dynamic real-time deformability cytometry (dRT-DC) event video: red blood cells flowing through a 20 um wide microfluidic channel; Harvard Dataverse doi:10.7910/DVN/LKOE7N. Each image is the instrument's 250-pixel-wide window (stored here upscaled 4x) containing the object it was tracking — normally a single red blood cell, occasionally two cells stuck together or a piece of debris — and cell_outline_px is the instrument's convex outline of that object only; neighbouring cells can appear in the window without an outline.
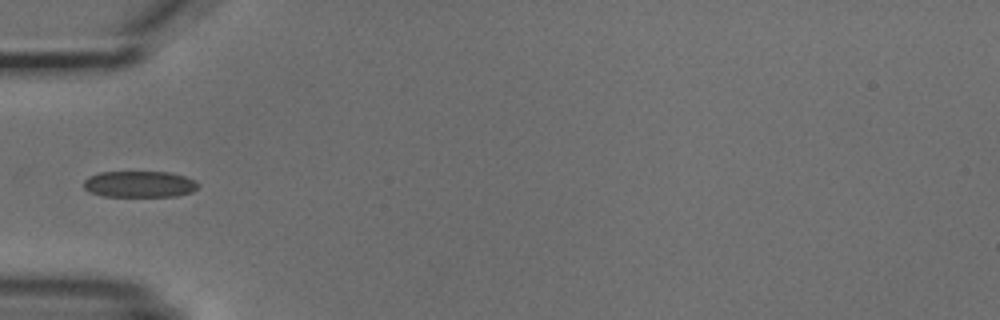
{"species": "common noctule bat (a hibernating species)", "species_latin": "Nyctalus noctula", "temperature_condition": "cold", "stored_images_in_passage": 5, "camera_frame_rate_fps": 3000, "um_per_image_px": 0.085, "animal": {"sex": "male", "body_mass_g": 18.8}, "frame": {"image": 1, "passage_image": 4, "time_ms": 4.333, "image_size_px": [1000, 320], "cell_outline_px": [[200, 184], [192, 192], [176, 196], [104, 196], [92, 192], [84, 188], [84, 180], [88, 176], [100, 172], [168, 172], [184, 176]], "centroid_in_image_um": [11.84, 15.65], "position_along_channel_um": 73.2, "area_um2": 17.4}}
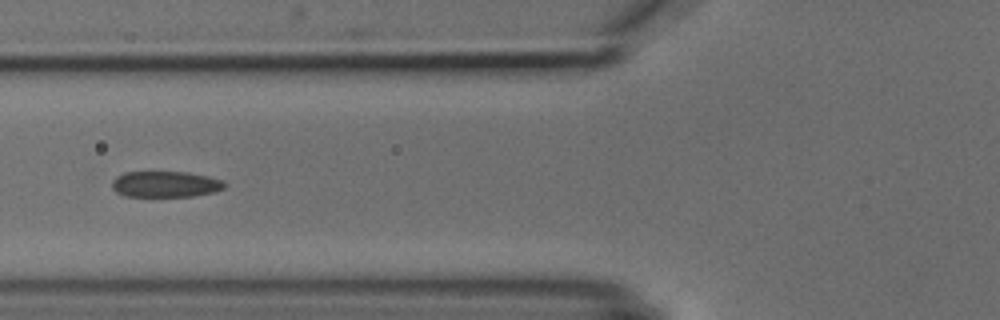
{"frame": {"image": 2, "passage_image": 5, "time_ms": 5.333, "image_size_px": [1000, 320], "cell_outline_px": [[224, 188], [216, 192], [192, 196], [124, 196], [116, 192], [112, 188], [112, 180], [116, 176], [124, 172], [188, 172], [208, 176], [220, 180], [224, 184]], "centroid_in_image_um": [14.02, 15.65], "position_along_channel_um": 111.8, "area_um2": 17.05}}